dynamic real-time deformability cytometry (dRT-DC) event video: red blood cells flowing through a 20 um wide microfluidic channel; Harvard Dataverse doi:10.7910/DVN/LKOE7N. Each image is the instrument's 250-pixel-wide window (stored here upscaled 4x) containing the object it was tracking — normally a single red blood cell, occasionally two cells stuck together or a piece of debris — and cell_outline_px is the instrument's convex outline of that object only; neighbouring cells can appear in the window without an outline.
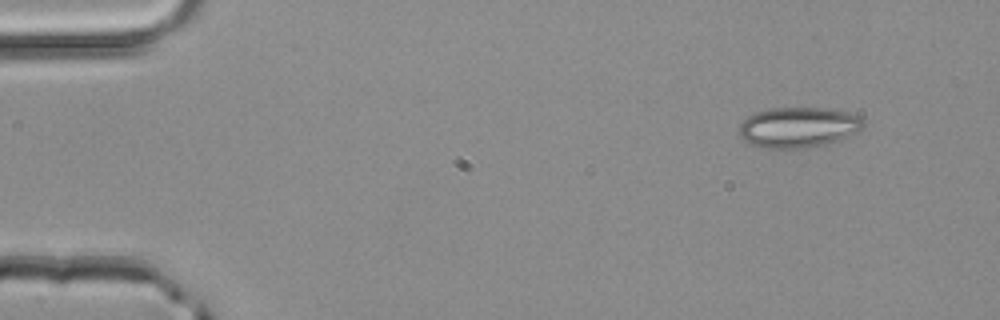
{"species": "common noctule bat (a hibernating species)", "species_latin": "Nyctalus noctula", "temperature_condition": "room temperature", "stored_images_in_passage": 3, "camera_frame_rate_fps": 3000, "um_per_image_px": 0.085, "animal": {"sex": "male", "body_mass_g": 20.4}, "frame": {"image": 1, "passage_image": 1, "time_ms": 0.0, "image_size_px": [1000, 320], "cell_outline_px": [[864, 128], [856, 132], [836, 140], [824, 144], [808, 148], [764, 148], [752, 144], [744, 140], [740, 136], [740, 124], [748, 116], [756, 112], [772, 108], [832, 108], [860, 116], [864, 120]], "centroid_in_image_um": [67.87, 10.81], "position_along_channel_um": 17.1, "area_um2": 29.13}}
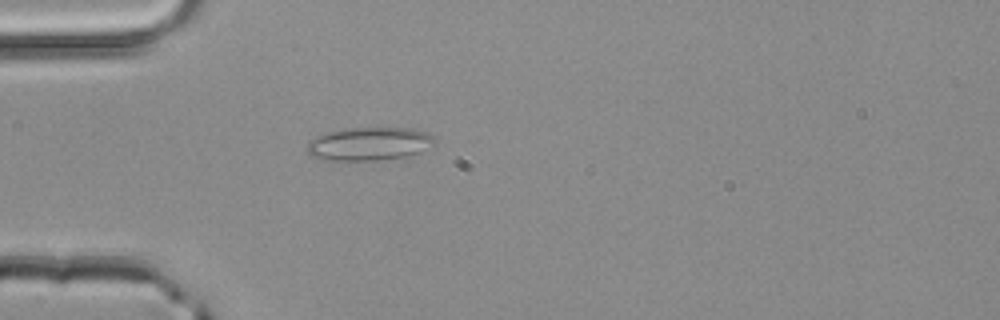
{"frame": {"image": 2, "passage_image": 3, "time_ms": 0.667, "image_size_px": [1000, 320], "cell_outline_px": [[436, 144], [420, 152], [408, 156], [380, 160], [320, 160], [312, 156], [308, 152], [308, 140], [324, 132], [344, 128], [416, 128], [428, 132], [436, 140]], "centroid_in_image_um": [31.39, 12.22], "position_along_channel_um": 53.6, "area_um2": 25.14}}